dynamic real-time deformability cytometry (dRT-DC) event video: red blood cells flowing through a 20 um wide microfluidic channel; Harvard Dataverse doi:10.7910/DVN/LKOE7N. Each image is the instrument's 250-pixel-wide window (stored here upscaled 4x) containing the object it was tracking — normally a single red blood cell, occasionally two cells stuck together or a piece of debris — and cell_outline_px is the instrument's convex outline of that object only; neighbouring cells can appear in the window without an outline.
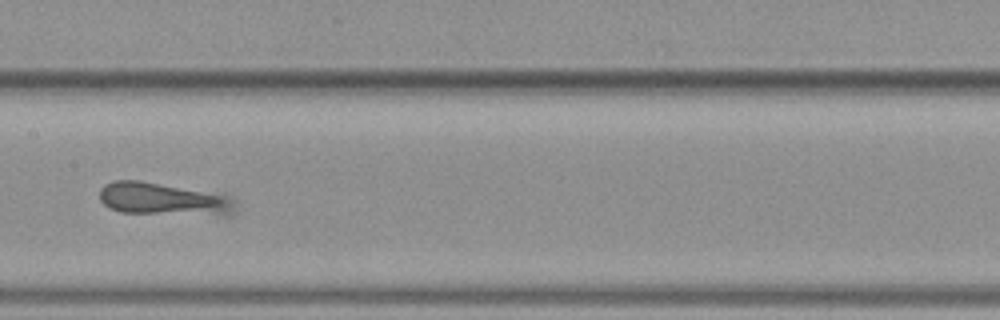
{"species": "common noctule bat (a hibernating species)", "species_latin": "Nyctalus noctula", "temperature_condition": "warm", "stored_images_in_passage": 52, "camera_frame_rate_fps": 3000, "um_per_image_px": 0.085, "animal": {"sex": "female", "body_mass_g": 19.3, "forearm_length_mm": 54.1}, "frame": {"image": 1, "passage_image": 19, "time_ms": 6.0, "image_size_px": [1000, 320], "cell_outline_px": [[236, 212], [228, 216], [224, 216], [120, 212], [108, 208], [100, 200], [100, 188], [104, 184], [112, 180], [140, 180], [224, 192], [236, 200]], "centroid_in_image_um": [14.02, 16.91], "position_along_channel_um": 193.4, "area_um2": 27.22}}